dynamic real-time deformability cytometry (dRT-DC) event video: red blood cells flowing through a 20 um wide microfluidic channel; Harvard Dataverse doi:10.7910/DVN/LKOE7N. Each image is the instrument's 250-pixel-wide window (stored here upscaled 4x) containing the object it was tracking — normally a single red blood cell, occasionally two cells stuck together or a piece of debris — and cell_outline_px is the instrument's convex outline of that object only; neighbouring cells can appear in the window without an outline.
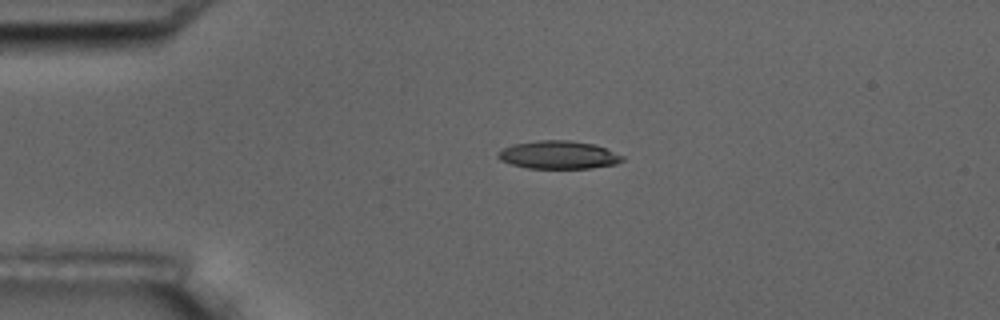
{"species": "common noctule bat (a hibernating species)", "species_latin": "Nyctalus noctula", "temperature_condition": "room temperature", "stored_images_in_passage": 2, "camera_frame_rate_fps": 3000, "um_per_image_px": 0.085, "animal": {"sex": "male", "body_mass_g": 17.5, "forearm_length_mm": 52.3}, "frame": {"image": 1, "passage_image": 1, "time_ms": 0.0, "image_size_px": [1000, 320], "cell_outline_px": [[624, 160], [616, 164], [592, 168], [528, 168], [512, 164], [500, 160], [496, 156], [496, 152], [512, 144], [540, 140], [568, 140], [596, 144], [624, 156]], "centroid_in_image_um": [47.47, 13.16], "position_along_channel_um": 37.5, "area_um2": 20.4}}